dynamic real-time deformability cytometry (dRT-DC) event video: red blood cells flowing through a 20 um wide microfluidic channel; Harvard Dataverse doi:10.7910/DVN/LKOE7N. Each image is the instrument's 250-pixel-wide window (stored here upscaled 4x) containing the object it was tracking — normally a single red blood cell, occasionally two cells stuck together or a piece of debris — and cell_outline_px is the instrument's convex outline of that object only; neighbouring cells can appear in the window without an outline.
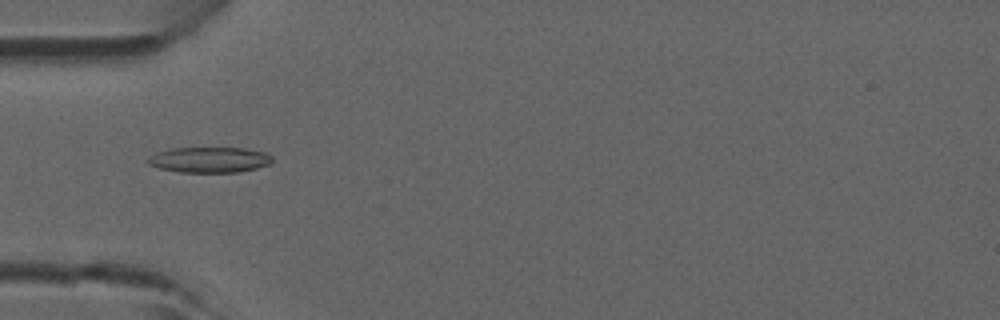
{"species": "common noctule bat (a hibernating species)", "species_latin": "Nyctalus noctula", "temperature_condition": "room temperature", "stored_images_in_passage": 45, "camera_frame_rate_fps": 3000, "um_per_image_px": 0.085, "animal": {"sex": "male", "forearm_length_mm": 52.5}, "frame": {"image": 1, "passage_image": 14, "time_ms": 4.333, "image_size_px": [1000, 320], "cell_outline_px": [[272, 160], [268, 164], [256, 168], [236, 172], [180, 172], [160, 168], [148, 164], [144, 160], [156, 152], [172, 148], [244, 148], [264, 152], [272, 156]], "centroid_in_image_um": [17.76, 13.57], "position_along_channel_um": 67.2, "area_um2": 18.44}}
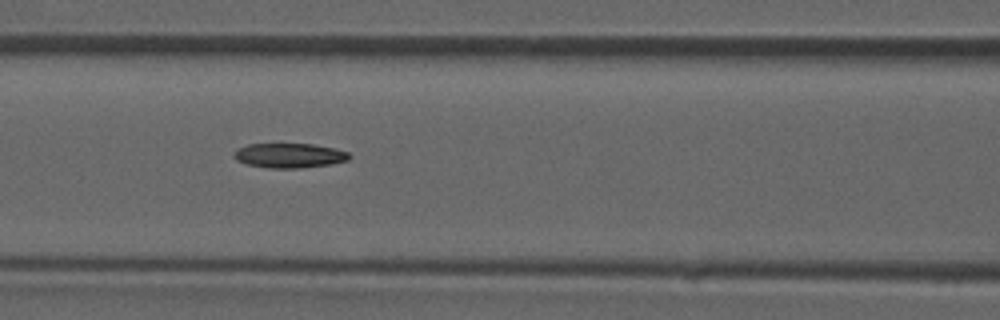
{"frame": {"image": 2, "passage_image": 19, "time_ms": 6.0, "image_size_px": [1000, 320], "cell_outline_px": [[352, 156], [348, 160], [332, 164], [300, 168], [268, 168], [248, 164], [236, 160], [232, 156], [232, 152], [236, 148], [248, 144], [312, 144], [336, 148], [348, 152]], "centroid_in_image_um": [24.58, 13.21], "position_along_channel_um": 142.0, "area_um2": 16.76}}
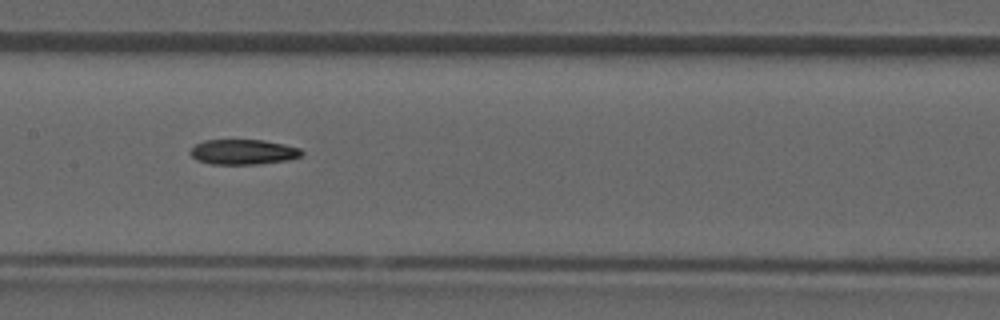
{"frame": {"image": 3, "passage_image": 22, "time_ms": 7.0, "image_size_px": [1000, 320], "cell_outline_px": [[304, 152], [300, 156], [288, 160], [256, 164], [212, 164], [196, 160], [188, 152], [196, 144], [204, 140], [264, 140], [284, 144], [300, 148]], "centroid_in_image_um": [20.66, 12.91], "position_along_channel_um": 186.7, "area_um2": 16.3}}